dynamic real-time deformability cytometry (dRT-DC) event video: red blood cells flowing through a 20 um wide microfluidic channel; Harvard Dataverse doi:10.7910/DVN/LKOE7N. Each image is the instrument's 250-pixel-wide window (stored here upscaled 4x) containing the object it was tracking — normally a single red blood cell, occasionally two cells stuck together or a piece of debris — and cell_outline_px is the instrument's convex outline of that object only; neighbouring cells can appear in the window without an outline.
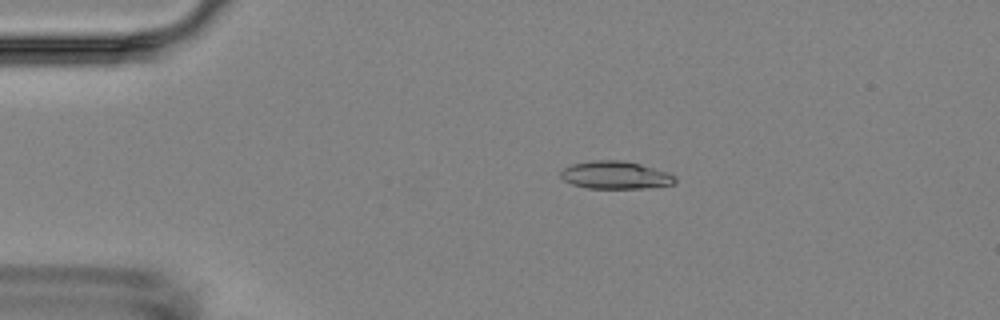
{"species": "Egyptian fruit bat (a non-hibernating species)", "species_latin": "Rousettus aegyptiacus", "temperature_condition": "room temperature", "stored_images_in_passage": 8, "camera_frame_rate_fps": 3000, "um_per_image_px": 0.085, "animal": {"sex": "female"}, "frame": {"image": 1, "passage_image": 3, "time_ms": 2.333, "image_size_px": [1000, 320], "cell_outline_px": [[676, 184], [644, 188], [588, 188], [572, 184], [564, 180], [560, 176], [560, 172], [564, 168], [572, 164], [588, 160], [620, 160], [640, 164], [668, 172], [676, 176]], "centroid_in_image_um": [52.32, 14.88], "position_along_channel_um": 32.7, "area_um2": 18.55}}
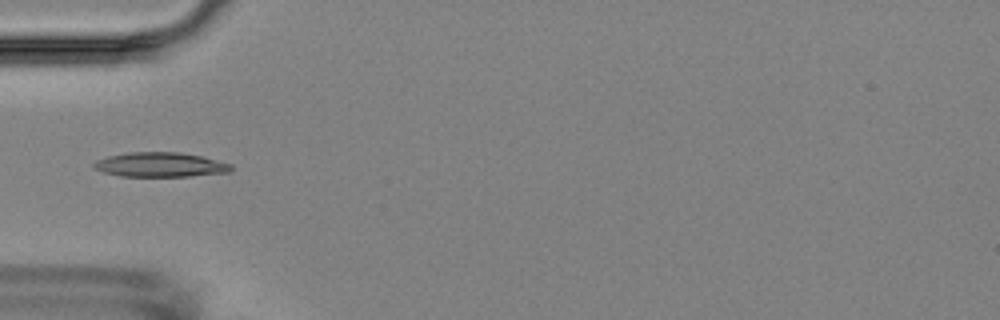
{"frame": {"image": 2, "passage_image": 5, "time_ms": 4.667, "image_size_px": [1000, 320], "cell_outline_px": [[232, 172], [188, 176], [120, 176], [104, 172], [96, 168], [92, 164], [96, 160], [108, 156], [128, 152], [180, 152], [200, 156], [232, 164]], "centroid_in_image_um": [13.64, 13.99], "position_along_channel_um": 71.4, "area_um2": 19.54}}
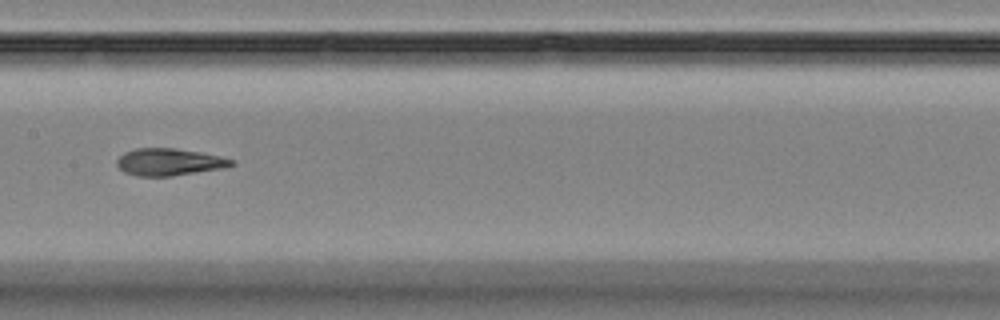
{"frame": {"image": 3, "passage_image": 8, "time_ms": 8.0, "image_size_px": [1000, 320], "cell_outline_px": [[236, 164], [228, 168], [172, 176], [136, 176], [124, 172], [116, 164], [116, 160], [124, 152], [136, 148], [172, 148], [200, 152], [220, 156], [232, 160]], "centroid_in_image_um": [14.4, 13.78], "position_along_channel_um": 193.0, "area_um2": 18.26}}